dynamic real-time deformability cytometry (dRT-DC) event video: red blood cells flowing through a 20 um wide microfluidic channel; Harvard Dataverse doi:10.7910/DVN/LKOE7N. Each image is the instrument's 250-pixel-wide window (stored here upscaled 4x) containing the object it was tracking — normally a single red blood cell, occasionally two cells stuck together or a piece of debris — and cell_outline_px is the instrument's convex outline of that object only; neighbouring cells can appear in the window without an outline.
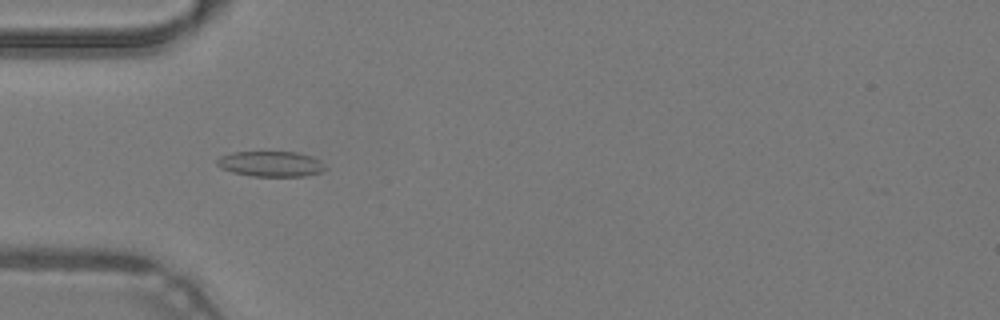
{"species": "common noctule bat (a hibernating species)", "species_latin": "Nyctalus noctula", "temperature_condition": "warm", "stored_images_in_passage": 34, "camera_frame_rate_fps": 3000, "um_per_image_px": 0.085, "animal": {"sex": "male", "body_mass_g": 19.2, "forearm_length_mm": 51.8}, "frame": {"image": 1, "passage_image": 6, "time_ms": 1.667, "image_size_px": [1000, 320], "cell_outline_px": [[328, 168], [320, 172], [304, 176], [252, 176], [232, 172], [220, 168], [216, 164], [216, 160], [220, 156], [232, 152], [296, 152], [312, 156], [320, 160]], "centroid_in_image_um": [23.01, 13.93], "position_along_channel_um": 62.0, "area_um2": 16.13}}
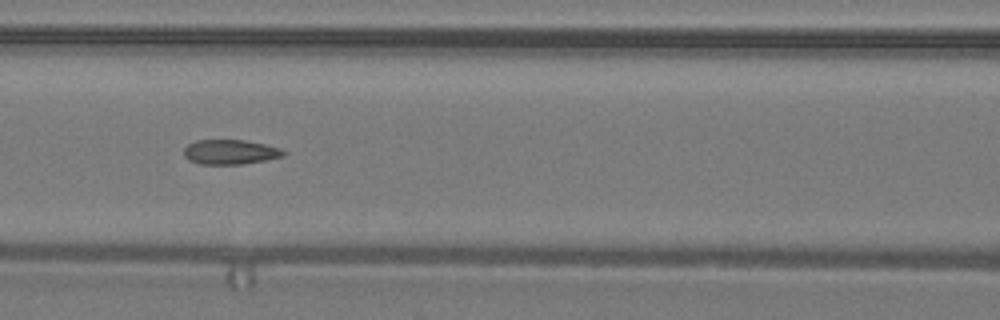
{"frame": {"image": 2, "passage_image": 12, "time_ms": 3.667, "image_size_px": [1000, 320], "cell_outline_px": [[288, 152], [284, 156], [264, 160], [240, 164], [200, 164], [188, 160], [184, 156], [184, 148], [188, 144], [196, 140], [244, 140], [264, 144], [280, 148]], "centroid_in_image_um": [19.56, 12.92], "position_along_channel_um": 147.0, "area_um2": 14.33}}
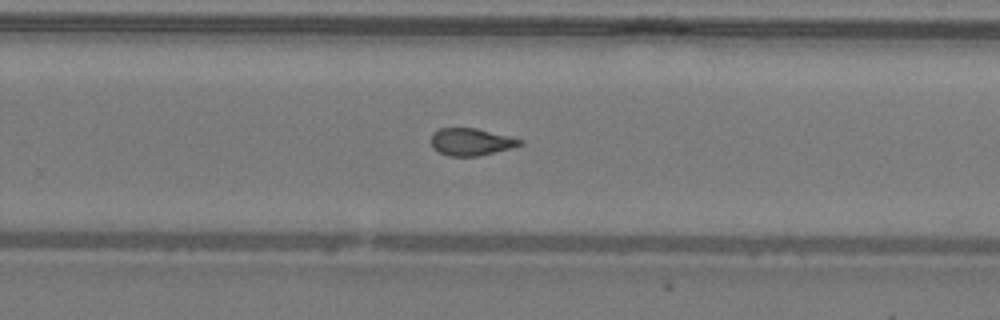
{"frame": {"image": 3, "passage_image": 22, "time_ms": 7.0, "image_size_px": [1000, 320], "cell_outline_px": [[524, 144], [512, 148], [480, 156], [448, 156], [432, 148], [432, 132], [440, 128], [476, 128], [512, 136], [524, 140]], "centroid_in_image_um": [40.09, 12.06], "position_along_channel_um": 289.7, "area_um2": 14.33}, "authors_computed_cell_mechanics": {"area_um2": 14.8546, "velocity_mm_per_s": 4.3045, "shape_relaxation_time_tau1_ms": null, "shape_relaxation_time_tau2_ms": 1.4551, "deformation_change_tau1": null, "deformation_change_tau2": 0.0921}}